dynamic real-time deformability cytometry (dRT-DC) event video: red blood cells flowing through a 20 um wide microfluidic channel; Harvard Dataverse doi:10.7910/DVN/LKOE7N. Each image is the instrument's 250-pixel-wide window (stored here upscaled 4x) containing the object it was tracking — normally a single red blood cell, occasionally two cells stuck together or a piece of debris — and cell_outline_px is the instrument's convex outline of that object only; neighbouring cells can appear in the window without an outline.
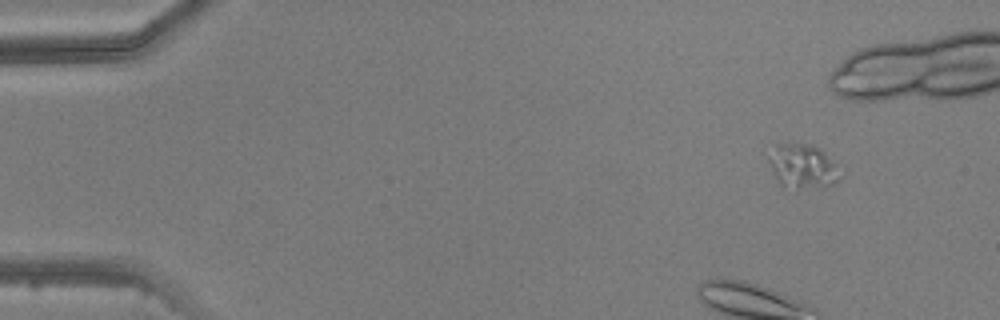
{"species": "common noctule bat (a hibernating species)", "species_latin": "Nyctalus noctula", "temperature_condition": "warm", "stored_images_in_passage": 5, "camera_frame_rate_fps": 3000, "um_per_image_px": 0.085, "animal": {"sex": "male", "body_mass_g": 20.5, "forearm_length_mm": 52.5}, "frame": {"image": 1, "passage_image": 1, "time_ms": 0.0, "image_size_px": [1000, 320], "cell_outline_px": [[840, 180], [824, 188], [796, 192], [780, 184], [776, 180], [768, 160], [776, 144], [792, 140], [808, 144], [820, 148], [824, 152], [840, 176]], "centroid_in_image_um": [68.17, 14.17], "position_along_channel_um": 16.8, "area_um2": 18.96}}